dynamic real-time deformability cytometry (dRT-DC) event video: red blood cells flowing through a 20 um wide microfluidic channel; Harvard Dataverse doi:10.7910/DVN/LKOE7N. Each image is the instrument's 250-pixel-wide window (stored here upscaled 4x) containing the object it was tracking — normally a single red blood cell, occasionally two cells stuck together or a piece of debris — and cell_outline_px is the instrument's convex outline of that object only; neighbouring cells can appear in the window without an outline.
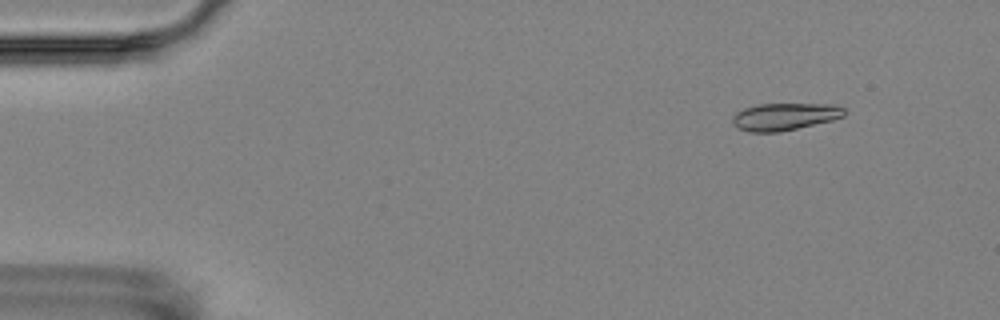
{"species": "Egyptian fruit bat (a non-hibernating species)", "species_latin": "Rousettus aegyptiacus", "temperature_condition": "room temperature", "stored_images_in_passage": 4, "camera_frame_rate_fps": 3000, "um_per_image_px": 0.085, "animal": {"sex": "female"}, "frame": {"image": 1, "passage_image": 2, "time_ms": 1.0, "image_size_px": [1000, 320], "cell_outline_px": [[844, 116], [832, 120], [780, 132], [748, 132], [732, 124], [732, 116], [736, 112], [744, 108], [760, 104], [836, 104], [844, 108]], "centroid_in_image_um": [66.68, 9.91], "position_along_channel_um": 18.3, "area_um2": 17.74}}